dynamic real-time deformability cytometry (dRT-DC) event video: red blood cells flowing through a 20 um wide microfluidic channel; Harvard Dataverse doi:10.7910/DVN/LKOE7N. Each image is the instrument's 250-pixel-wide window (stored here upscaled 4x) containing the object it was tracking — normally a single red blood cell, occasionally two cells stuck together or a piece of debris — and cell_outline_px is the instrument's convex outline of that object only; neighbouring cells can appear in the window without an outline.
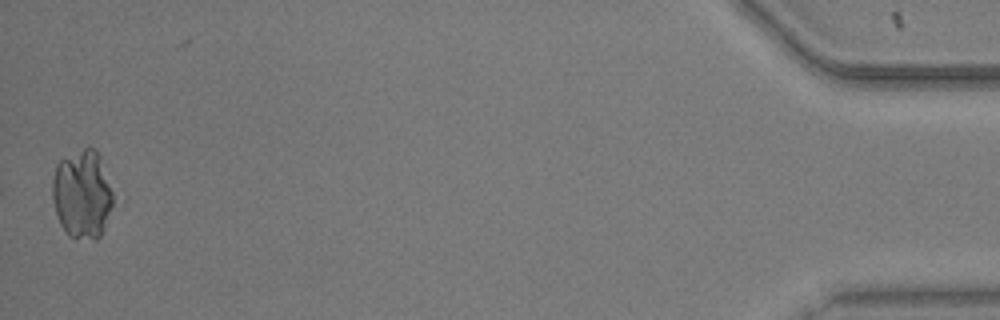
{"species": "common noctule bat (a hibernating species)", "species_latin": "Nyctalus noctula", "temperature_condition": "warm", "stored_images_in_passage": 38, "camera_frame_rate_fps": 3000, "um_per_image_px": 0.085, "animal": {"sex": "male", "body_mass_g": 20.5, "forearm_length_mm": 52.5}, "frame": {"image": 1, "passage_image": 38, "time_ms": 12.333, "image_size_px": [1000, 320], "cell_outline_px": [[112, 204], [104, 228], [100, 236], [96, 240], [68, 236], [60, 224], [52, 200], [52, 180], [56, 164], [60, 160], [84, 148], [96, 148], [100, 156], [112, 192]], "centroid_in_image_um": [6.96, 16.51], "position_along_channel_um": 428.2, "area_um2": 31.1}}